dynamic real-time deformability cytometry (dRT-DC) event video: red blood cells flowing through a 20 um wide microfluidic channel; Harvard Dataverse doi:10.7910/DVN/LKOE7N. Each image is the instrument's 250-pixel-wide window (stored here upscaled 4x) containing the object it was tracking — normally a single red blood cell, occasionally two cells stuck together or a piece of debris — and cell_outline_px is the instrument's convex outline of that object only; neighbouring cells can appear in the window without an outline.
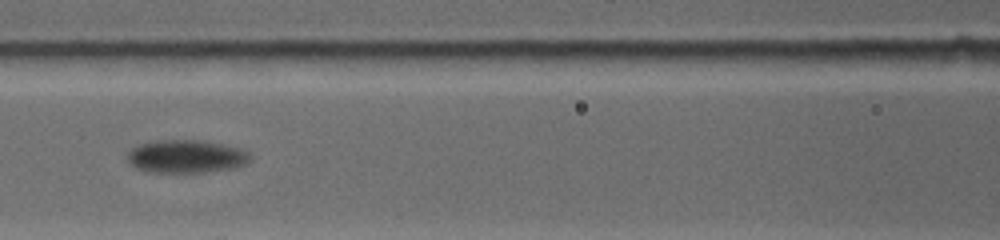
{"species": "common noctule bat (a hibernating species)", "species_latin": "Nyctalus noctula", "temperature_condition": "warm", "stored_images_in_passage": 12, "segment_of_instrument_passage": [2, 2], "camera_frame_rate_fps": 4500, "um_per_image_px": 0.085, "animal": {"sex": "female", "body_mass_g": 19.0, "forearm_length_mm": 53.3}, "frame": {"image": 1, "passage_image": 7, "time_ms": 2.222, "image_size_px": [1000, 240], "cell_outline_px": [[212, 220], [136, 224], [100, 224], [72, 220], [72, 216], [80, 212], [204, 212], [212, 216]], "centroid_in_image_um": [11.87, 18.48], "position_along_channel_um": 154.7, "area_um2": 10.4}}